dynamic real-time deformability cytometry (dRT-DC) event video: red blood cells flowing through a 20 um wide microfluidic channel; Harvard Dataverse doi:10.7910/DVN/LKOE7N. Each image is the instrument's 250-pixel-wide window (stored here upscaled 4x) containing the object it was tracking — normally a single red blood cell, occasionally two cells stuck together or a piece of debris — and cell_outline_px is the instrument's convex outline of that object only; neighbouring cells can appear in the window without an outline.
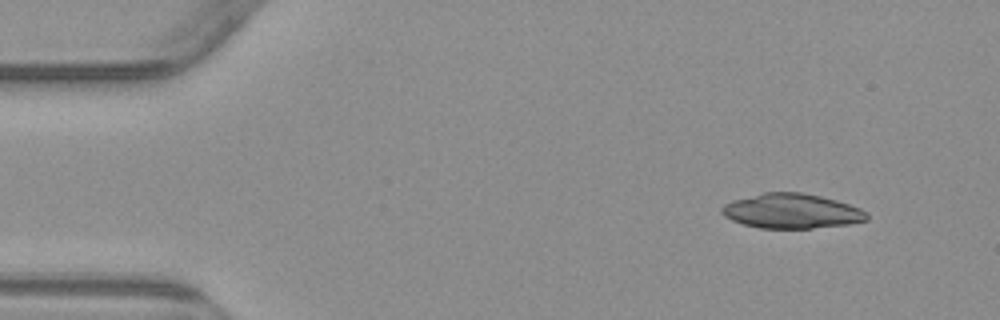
{"species": "common noctule bat (a hibernating species)", "species_latin": "Nyctalus noctula", "temperature_condition": "warm", "stored_images_in_passage": 3, "camera_frame_rate_fps": 3000, "um_per_image_px": 0.085, "animal": {"sex": "male", "body_mass_g": 23.1, "forearm_length_mm": 52.7}, "frame": {"image": 1, "passage_image": 1, "time_ms": 0.0, "image_size_px": [1000, 320], "cell_outline_px": [[868, 220], [848, 224], [812, 228], [760, 228], [744, 224], [732, 220], [724, 216], [720, 212], [720, 208], [724, 204], [732, 200], [764, 192], [800, 192], [820, 196], [836, 200], [860, 208], [868, 212]], "centroid_in_image_um": [67.28, 17.94], "position_along_channel_um": 17.7, "area_um2": 29.36}}